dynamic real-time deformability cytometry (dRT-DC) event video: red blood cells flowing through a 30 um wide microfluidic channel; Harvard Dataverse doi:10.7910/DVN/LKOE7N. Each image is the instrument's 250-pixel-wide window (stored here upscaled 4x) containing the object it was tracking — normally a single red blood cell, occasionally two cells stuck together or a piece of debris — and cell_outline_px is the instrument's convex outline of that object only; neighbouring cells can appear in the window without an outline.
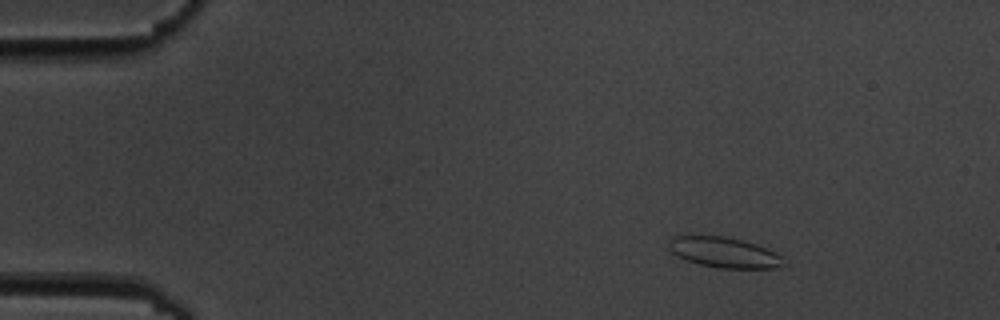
{"species": "common noctule bat (a hibernating species)", "species_latin": "Nyctalus noctula", "temperature_condition": "cold", "stored_images_in_passage": 9, "camera_frame_rate_fps": 3000, "um_per_image_px": 0.085, "animal": {"sex": "male", "body_mass_g": 19.5, "forearm_length_mm": 54.6}, "frame": {"image": 1, "passage_image": 2, "time_ms": 2.0, "image_size_px": [1000, 320], "cell_outline_px": [[788, 264], [776, 268], [720, 268], [700, 264], [676, 256], [668, 248], [668, 240], [672, 236], [688, 232], [692, 232], [724, 236], [744, 240], [756, 244], [776, 252]], "centroid_in_image_um": [61.47, 21.39], "position_along_channel_um": 23.5, "area_um2": 21.27}}
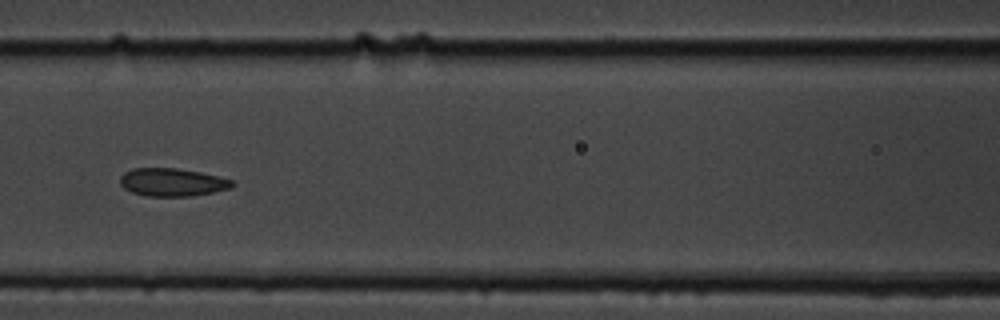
{"frame": {"image": 2, "passage_image": 7, "time_ms": 8.0, "image_size_px": [1000, 320], "cell_outline_px": [[236, 184], [232, 188], [192, 196], [144, 196], [132, 192], [124, 188], [120, 184], [120, 176], [124, 172], [132, 168], [176, 168], [200, 172], [220, 176], [232, 180]], "centroid_in_image_um": [14.65, 15.49], "position_along_channel_um": 152.0, "area_um2": 18.44}}
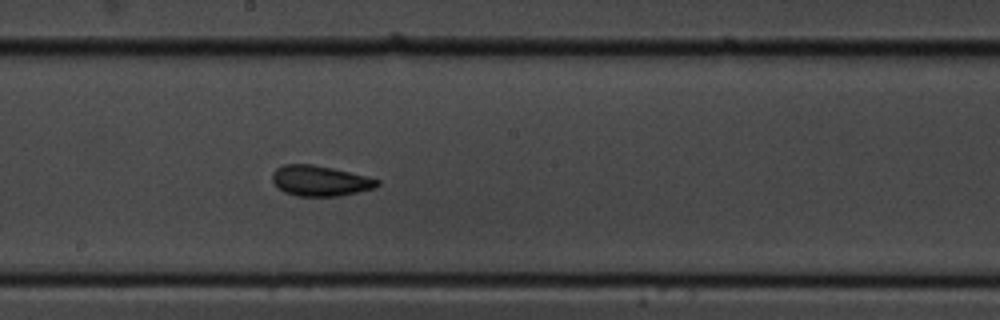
{"frame": {"image": 3, "passage_image": 9, "time_ms": 10.0, "image_size_px": [1000, 320], "cell_outline_px": [[380, 184], [376, 188], [340, 196], [296, 196], [284, 192], [272, 180], [272, 172], [276, 168], [284, 164], [312, 164], [332, 168], [380, 180]], "centroid_in_image_um": [27.2, 15.37], "position_along_channel_um": 221.0, "area_um2": 18.55}}